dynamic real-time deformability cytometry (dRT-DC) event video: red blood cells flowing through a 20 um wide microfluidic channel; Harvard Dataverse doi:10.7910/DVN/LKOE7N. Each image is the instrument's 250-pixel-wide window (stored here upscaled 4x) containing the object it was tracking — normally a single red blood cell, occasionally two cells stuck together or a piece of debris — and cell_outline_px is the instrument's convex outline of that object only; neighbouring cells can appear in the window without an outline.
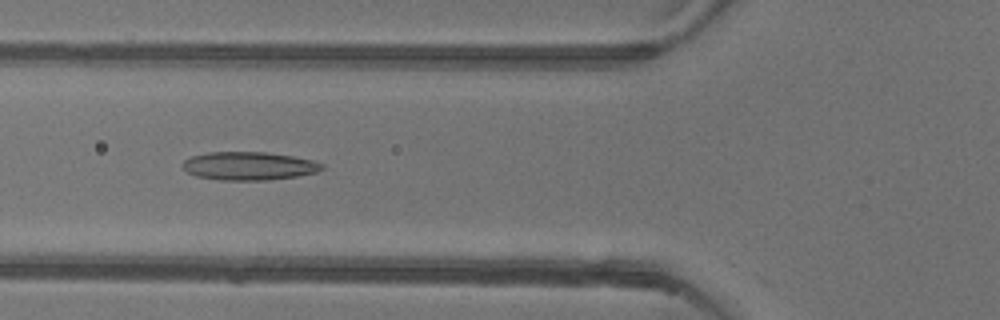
{"species": "common noctule bat (a hibernating species)", "species_latin": "Nyctalus noctula", "temperature_condition": "warm", "stored_images_in_passage": 34, "camera_frame_rate_fps": 3000, "um_per_image_px": 0.085, "animal": {"sex": "female"}, "frame": {"image": 1, "passage_image": 7, "time_ms": 2.0, "image_size_px": [1000, 320], "cell_outline_px": [[324, 168], [316, 172], [296, 176], [268, 180], [220, 180], [196, 176], [188, 172], [180, 164], [184, 160], [192, 156], [208, 152], [268, 152], [292, 156], [312, 160], [324, 164]], "centroid_in_image_um": [21.15, 14.1], "position_along_channel_um": 104.7, "area_um2": 22.95}}
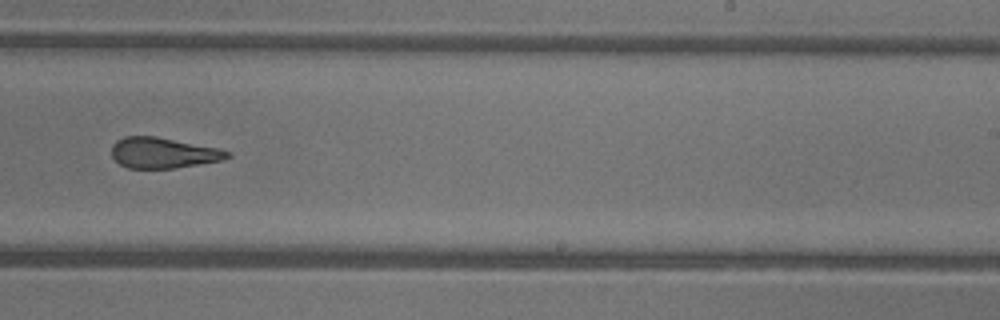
{"frame": {"image": 2, "passage_image": 20, "time_ms": 6.333, "image_size_px": [1000, 320], "cell_outline_px": [[232, 156], [224, 160], [176, 168], [128, 168], [120, 164], [112, 156], [112, 144], [116, 140], [124, 136], [156, 136], [220, 148], [232, 152]], "centroid_in_image_um": [13.91, 12.99], "position_along_channel_um": 275.1, "area_um2": 20.92}}
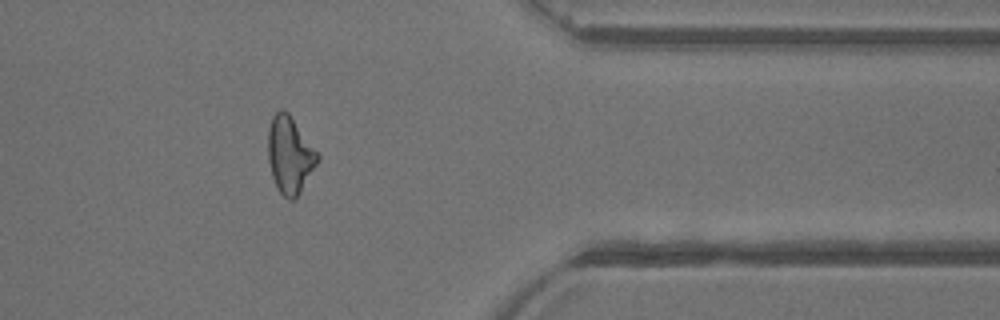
{"frame": {"image": 3, "passage_image": 30, "time_ms": 9.667, "image_size_px": [1000, 320], "cell_outline_px": [[320, 160], [300, 192], [292, 200], [288, 200], [276, 188], [272, 176], [268, 160], [268, 128], [272, 116], [280, 108], [284, 108], [288, 112], [320, 156]], "centroid_in_image_um": [24.62, 13.16], "position_along_channel_um": 386.8, "area_um2": 22.2}, "authors_computed_cell_mechanics": {"area_um2": 21.7906, "velocity_mm_per_s": 3.9332, "shape_relaxation_time_tau1_ms": 10.2095, "shape_relaxation_time_tau2_ms": 2.697, "deformation_change_tau1": 0.2945, "deformation_change_tau2": 0.1377}}